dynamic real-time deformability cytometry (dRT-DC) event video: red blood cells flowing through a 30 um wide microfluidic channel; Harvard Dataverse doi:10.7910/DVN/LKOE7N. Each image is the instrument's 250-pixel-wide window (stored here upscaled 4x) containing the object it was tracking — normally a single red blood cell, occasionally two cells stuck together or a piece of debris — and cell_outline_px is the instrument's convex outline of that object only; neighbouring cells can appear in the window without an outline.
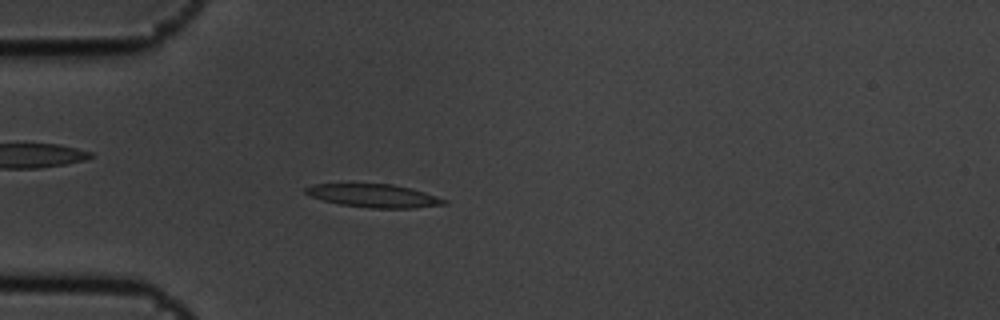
{"species": "common noctule bat (a hibernating species)", "species_latin": "Nyctalus noctula", "temperature_condition": "cold", "stored_images_in_passage": 6, "camera_frame_rate_fps": 3000, "um_per_image_px": 0.085, "animal": {"sex": "male", "body_mass_g": 19.5, "forearm_length_mm": 54.6}, "frame": {"image": 1, "passage_image": 6, "time_ms": 1.667, "image_size_px": [1000, 320], "cell_outline_px": [[448, 204], [416, 208], [372, 208], [340, 204], [324, 200], [312, 196], [304, 192], [304, 188], [312, 184], [392, 184], [412, 188], [448, 200]], "centroid_in_image_um": [31.82, 16.64], "position_along_channel_um": 53.2, "area_um2": 18.67}}